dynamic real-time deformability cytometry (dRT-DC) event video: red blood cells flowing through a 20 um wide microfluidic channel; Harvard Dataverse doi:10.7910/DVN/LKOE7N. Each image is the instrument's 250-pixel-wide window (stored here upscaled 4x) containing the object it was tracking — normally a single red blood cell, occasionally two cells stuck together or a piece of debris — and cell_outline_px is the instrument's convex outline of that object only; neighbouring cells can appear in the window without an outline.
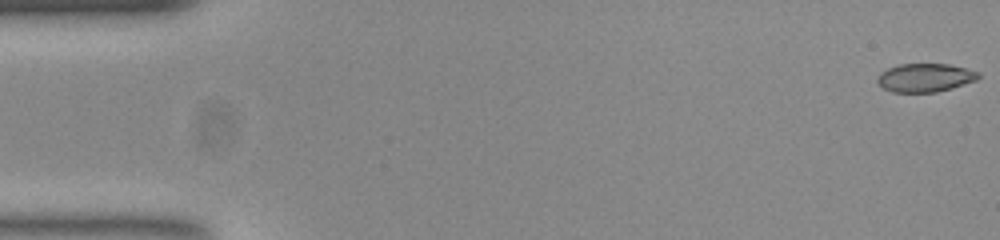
{"species": "common noctule bat (a hibernating species)", "species_latin": "Nyctalus noctula", "temperature_condition": "room temperature", "stored_images_in_passage": 53, "camera_frame_rate_fps": 3000, "um_per_image_px": 0.085, "animal": {"sex": "female", "body_mass_g": 23.0, "forearm_length_mm": 53.4}, "frame": {"image": 1, "passage_image": 1, "time_ms": 0.0, "image_size_px": [1000, 240], "cell_outline_px": [[980, 76], [976, 80], [952, 88], [936, 92], [892, 92], [884, 88], [876, 80], [880, 72], [888, 68], [900, 64], [948, 64], [980, 72]], "centroid_in_image_um": [78.63, 6.6], "position_along_channel_um": 6.4, "area_um2": 16.65}}
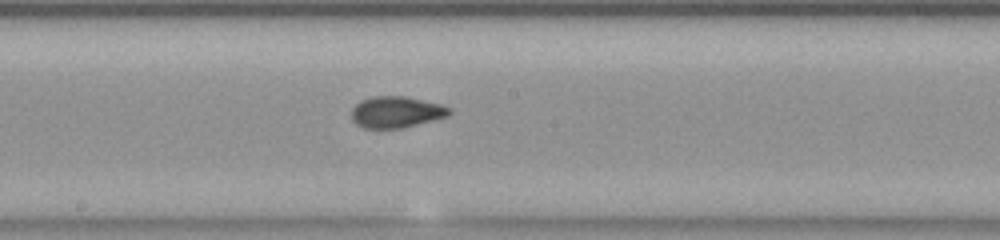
{"frame": {"image": 2, "passage_image": 28, "time_ms": 9.0, "image_size_px": [1000, 240], "cell_outline_px": [[452, 112], [448, 116], [400, 128], [364, 128], [356, 124], [352, 120], [352, 108], [360, 100], [372, 96], [404, 96], [440, 104], [452, 108]], "centroid_in_image_um": [33.66, 9.51], "position_along_channel_um": 214.5, "area_um2": 17.8}}
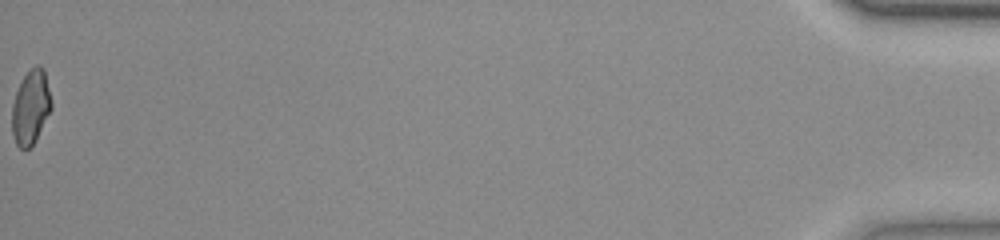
{"frame": {"image": 3, "passage_image": 53, "time_ms": 17.333, "image_size_px": [1000, 240], "cell_outline_px": [[52, 108], [36, 140], [28, 148], [20, 148], [16, 144], [12, 132], [12, 104], [16, 92], [24, 76], [36, 64], [40, 64], [44, 68], [52, 100]], "centroid_in_image_um": [2.63, 9.1], "position_along_channel_um": 432.6, "area_um2": 17.05}, "authors_computed_cell_mechanics": {"area_um2": 17.6868, "velocity_mm_per_s": 3.901, "shape_relaxation_time_tau1_ms": 7.3118, "shape_relaxation_time_tau2_ms": 1.209, "deformation_change_tau1": 0.1607, "deformation_change_tau2": 0.049}}